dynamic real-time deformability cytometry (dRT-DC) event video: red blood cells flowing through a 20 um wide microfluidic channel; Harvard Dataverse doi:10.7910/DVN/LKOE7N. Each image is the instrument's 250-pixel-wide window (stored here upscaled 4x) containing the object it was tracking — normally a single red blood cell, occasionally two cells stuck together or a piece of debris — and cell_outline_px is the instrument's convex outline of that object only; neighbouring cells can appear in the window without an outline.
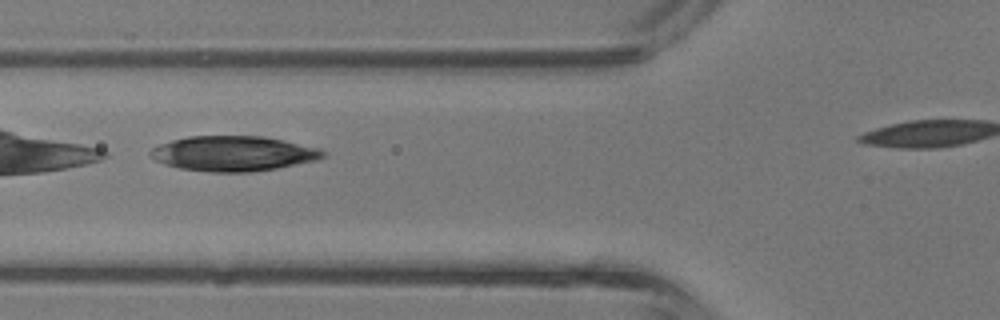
{"species": "common noctule bat (a hibernating species)", "species_latin": "Nyctalus noctula", "temperature_condition": "room temperature", "stored_images_in_passage": 5, "camera_frame_rate_fps": 3000, "um_per_image_px": 0.085, "animal": {"sex": "male", "body_mass_g": 13.3}, "frame": {"image": 1, "passage_image": 3, "time_ms": 0.667, "image_size_px": [1000, 320], "cell_outline_px": [[328, 152], [324, 156], [316, 160], [276, 168], [252, 172], [208, 172], [180, 168], [164, 164], [156, 160], [148, 152], [152, 148], [160, 144], [172, 140], [188, 136], [260, 136], [320, 148]], "centroid_in_image_um": [19.82, 13.05], "position_along_channel_um": 106.0, "area_um2": 35.08}}
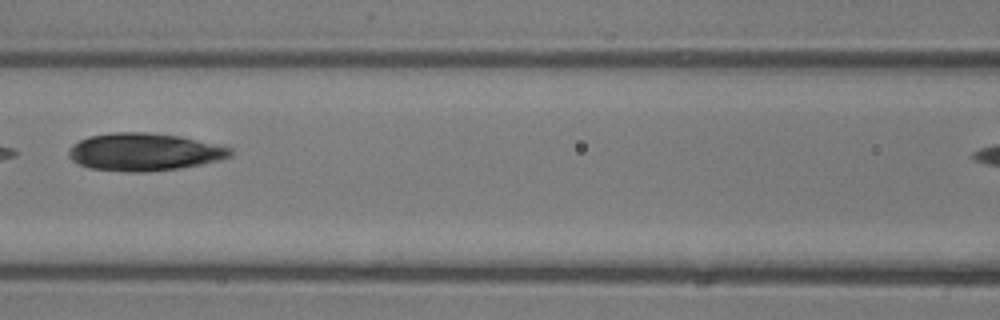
{"frame": {"image": 2, "passage_image": 4, "time_ms": 1.0, "image_size_px": [1000, 320], "cell_outline_px": [[232, 156], [220, 160], [180, 168], [144, 172], [132, 172], [88, 168], [72, 160], [68, 156], [68, 148], [72, 144], [88, 136], [112, 132], [144, 132], [180, 136], [232, 148]], "centroid_in_image_um": [12.22, 12.91], "position_along_channel_um": 154.4, "area_um2": 35.43}}